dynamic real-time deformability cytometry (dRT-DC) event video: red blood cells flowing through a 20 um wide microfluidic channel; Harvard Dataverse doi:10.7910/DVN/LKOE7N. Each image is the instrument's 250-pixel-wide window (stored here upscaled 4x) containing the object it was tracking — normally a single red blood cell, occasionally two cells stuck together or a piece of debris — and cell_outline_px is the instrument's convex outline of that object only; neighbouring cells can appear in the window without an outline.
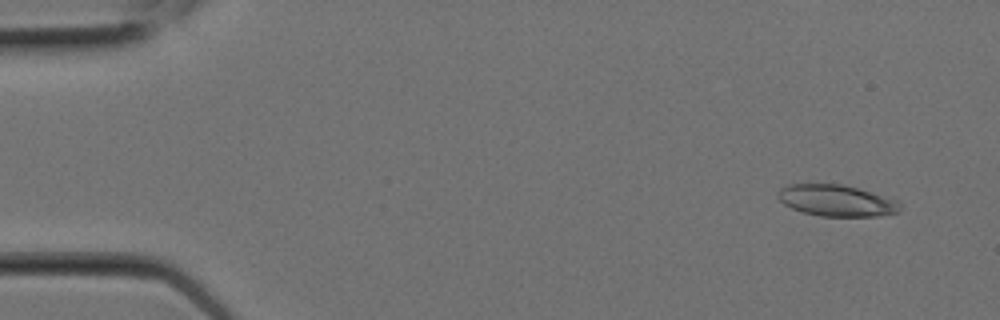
{"species": "Egyptian fruit bat (a non-hibernating species)", "species_latin": "Rousettus aegyptiacus", "temperature_condition": "room temperature", "stored_images_in_passage": 8, "camera_frame_rate_fps": 3000, "um_per_image_px": 0.085, "animal": {"sex": "female"}, "frame": {"image": 1, "passage_image": 2, "time_ms": 0.333, "image_size_px": [1000, 320], "cell_outline_px": [[900, 208], [896, 212], [876, 216], [820, 216], [804, 212], [792, 208], [784, 204], [776, 196], [776, 192], [780, 188], [788, 184], [844, 184], [896, 200], [900, 204]], "centroid_in_image_um": [71.03, 17.04], "position_along_channel_um": 14.0, "area_um2": 22.14}}